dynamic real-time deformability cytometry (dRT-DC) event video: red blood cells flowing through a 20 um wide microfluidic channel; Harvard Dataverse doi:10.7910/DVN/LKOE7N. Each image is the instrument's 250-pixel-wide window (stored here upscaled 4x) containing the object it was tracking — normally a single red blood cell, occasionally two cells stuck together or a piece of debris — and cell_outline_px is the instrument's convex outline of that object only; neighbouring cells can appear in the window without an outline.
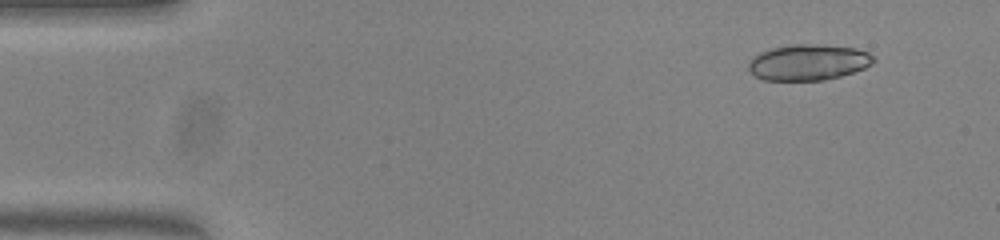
{"species": "common noctule bat (a hibernating species)", "species_latin": "Nyctalus noctula", "temperature_condition": "warm", "stored_images_in_passage": 50, "camera_frame_rate_fps": 3000, "um_per_image_px": 0.085, "animal": {"sex": "female", "body_mass_g": 23.0, "forearm_length_mm": 53.4}, "frame": {"image": 1, "passage_image": 2, "time_ms": 0.333, "image_size_px": [1000, 240], "cell_outline_px": [[876, 60], [872, 64], [864, 68], [840, 76], [824, 80], [764, 80], [756, 76], [748, 68], [748, 64], [760, 52], [772, 48], [792, 44], [820, 44], [856, 48], [868, 52]], "centroid_in_image_um": [68.74, 5.29], "position_along_channel_um": 16.3, "area_um2": 26.01}, "authors_computed_cell_mechanics": {"area_um2": 26.2701, "velocity_mm_per_s": 3.8236, "shape_relaxation_time_tau1_ms": 1.1261, "shape_relaxation_time_tau2_ms": 1.9558, "deformation_change_tau1": 0.3342, "deformation_change_tau2": 0.0713}}